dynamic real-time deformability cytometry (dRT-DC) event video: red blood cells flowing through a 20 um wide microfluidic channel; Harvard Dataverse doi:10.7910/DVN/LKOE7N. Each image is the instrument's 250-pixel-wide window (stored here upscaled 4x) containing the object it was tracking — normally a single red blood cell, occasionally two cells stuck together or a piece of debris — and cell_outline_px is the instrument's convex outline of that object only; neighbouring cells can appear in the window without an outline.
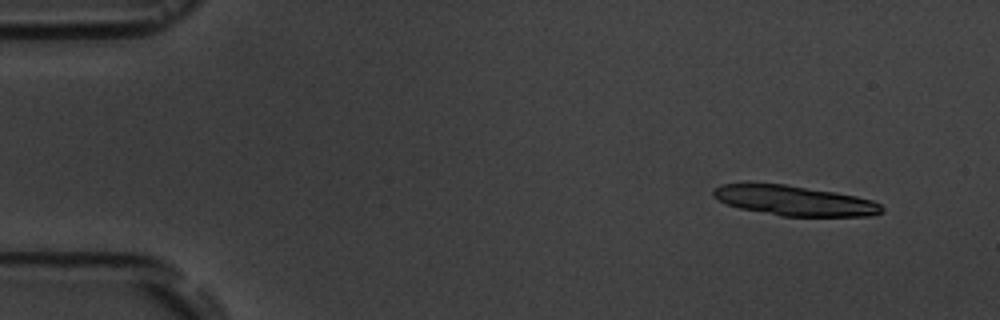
{"species": "common noctule bat (a hibernating species)", "species_latin": "Nyctalus noctula", "temperature_condition": "room temperature", "stored_images_in_passage": 7, "camera_frame_rate_fps": 3000, "um_per_image_px": 0.085, "animal": {"sex": "male", "body_mass_g": 19.5, "forearm_length_mm": 54.6}, "frame": {"image": 1, "passage_image": 1, "time_ms": 0.0, "image_size_px": [1000, 320], "cell_outline_px": [[884, 212], [872, 216], [780, 216], [740, 208], [728, 204], [712, 196], [712, 192], [720, 184], [784, 184], [836, 192], [856, 196], [872, 200], [880, 204], [884, 208]], "centroid_in_image_um": [67.58, 17.06], "position_along_channel_um": 17.4, "area_um2": 29.25}}
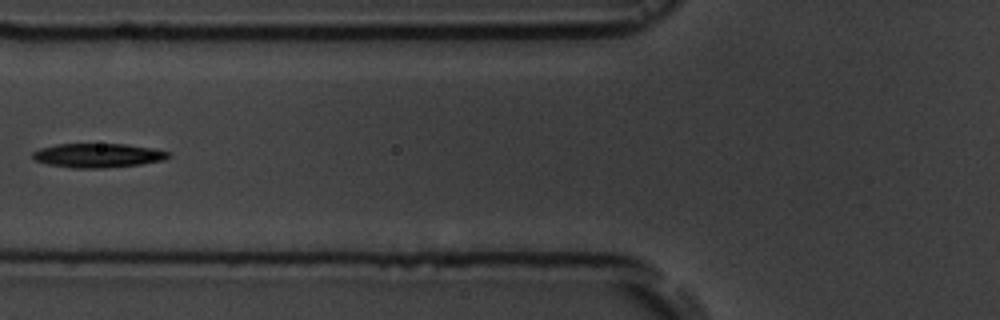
{"frame": {"image": 2, "passage_image": 6, "time_ms": 5.667, "image_size_px": [1000, 320], "cell_outline_px": [[172, 156], [164, 160], [140, 164], [104, 168], [72, 168], [48, 164], [32, 160], [32, 152], [40, 148], [56, 144], [124, 144], [152, 148], [168, 152]], "centroid_in_image_um": [8.29, 13.21], "position_along_channel_um": 117.5, "area_um2": 19.13}}
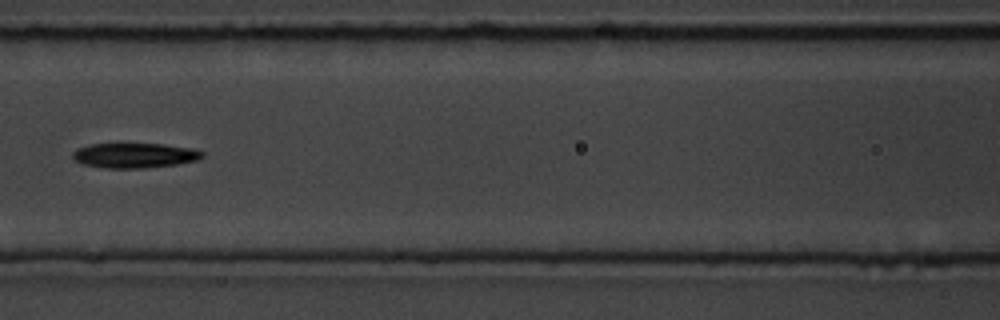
{"frame": {"image": 3, "passage_image": 7, "time_ms": 6.667, "image_size_px": [1000, 320], "cell_outline_px": [[204, 156], [196, 160], [176, 164], [144, 168], [108, 168], [84, 164], [76, 160], [72, 156], [72, 152], [76, 148], [92, 144], [164, 144], [192, 148], [204, 152]], "centroid_in_image_um": [11.45, 13.2], "position_along_channel_um": 155.2, "area_um2": 18.67}}